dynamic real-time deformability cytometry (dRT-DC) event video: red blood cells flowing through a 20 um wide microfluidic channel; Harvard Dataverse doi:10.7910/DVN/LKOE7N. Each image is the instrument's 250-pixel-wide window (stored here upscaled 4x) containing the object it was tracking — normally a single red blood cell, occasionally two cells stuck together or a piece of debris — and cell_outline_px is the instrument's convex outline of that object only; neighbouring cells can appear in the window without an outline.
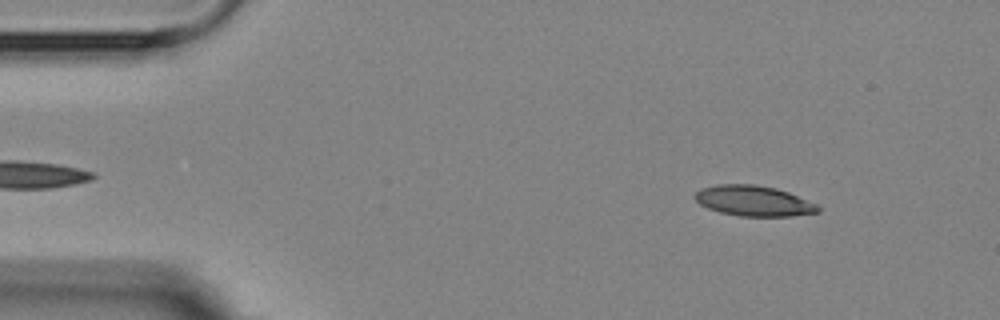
{"species": "Egyptian fruit bat (a non-hibernating species)", "species_latin": "Rousettus aegyptiacus", "temperature_condition": "room temperature", "stored_images_in_passage": 3, "camera_frame_rate_fps": 3000, "um_per_image_px": 0.085, "animal": {"sex": "female"}, "frame": {"image": 1, "passage_image": 1, "time_ms": 0.0, "image_size_px": [1000, 320], "cell_outline_px": [[820, 212], [792, 216], [740, 216], [720, 212], [708, 208], [700, 204], [692, 196], [700, 188], [716, 184], [752, 184], [776, 188], [788, 192], [816, 204], [820, 208]], "centroid_in_image_um": [64.03, 17.07], "position_along_channel_um": 21.0, "area_um2": 21.85}}